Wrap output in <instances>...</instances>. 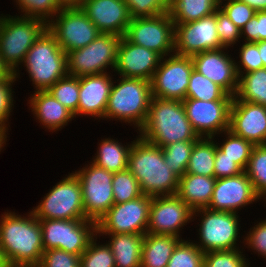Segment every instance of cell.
Returning a JSON list of instances; mask_svg holds the SVG:
<instances>
[{"instance_id":"6da1fadb","label":"cell","mask_w":266,"mask_h":267,"mask_svg":"<svg viewBox=\"0 0 266 267\" xmlns=\"http://www.w3.org/2000/svg\"><path fill=\"white\" fill-rule=\"evenodd\" d=\"M26 215L0 216V246L11 267H37L44 252L39 219L31 210Z\"/></svg>"},{"instance_id":"7a4b0ae2","label":"cell","mask_w":266,"mask_h":267,"mask_svg":"<svg viewBox=\"0 0 266 267\" xmlns=\"http://www.w3.org/2000/svg\"><path fill=\"white\" fill-rule=\"evenodd\" d=\"M127 169L139 182L144 195H176L179 177L165 164L162 148L143 140H133Z\"/></svg>"},{"instance_id":"3957f363","label":"cell","mask_w":266,"mask_h":267,"mask_svg":"<svg viewBox=\"0 0 266 267\" xmlns=\"http://www.w3.org/2000/svg\"><path fill=\"white\" fill-rule=\"evenodd\" d=\"M136 132L143 140L161 148L172 142L200 138L187 118L182 101L157 97H152L146 123Z\"/></svg>"},{"instance_id":"277c9868","label":"cell","mask_w":266,"mask_h":267,"mask_svg":"<svg viewBox=\"0 0 266 267\" xmlns=\"http://www.w3.org/2000/svg\"><path fill=\"white\" fill-rule=\"evenodd\" d=\"M119 78L118 83L113 81L103 120H119L134 125L139 131L146 123L149 113L151 82L140 78Z\"/></svg>"},{"instance_id":"5b68a950","label":"cell","mask_w":266,"mask_h":267,"mask_svg":"<svg viewBox=\"0 0 266 267\" xmlns=\"http://www.w3.org/2000/svg\"><path fill=\"white\" fill-rule=\"evenodd\" d=\"M6 15H0L1 60L16 78H20L19 69L25 55L47 29V23L39 18Z\"/></svg>"},{"instance_id":"8992f818","label":"cell","mask_w":266,"mask_h":267,"mask_svg":"<svg viewBox=\"0 0 266 267\" xmlns=\"http://www.w3.org/2000/svg\"><path fill=\"white\" fill-rule=\"evenodd\" d=\"M21 65L26 67L34 91H47L68 75L67 54L48 29L34 42Z\"/></svg>"},{"instance_id":"52a82bcc","label":"cell","mask_w":266,"mask_h":267,"mask_svg":"<svg viewBox=\"0 0 266 267\" xmlns=\"http://www.w3.org/2000/svg\"><path fill=\"white\" fill-rule=\"evenodd\" d=\"M201 216L198 223V241H193L204 253L240 248V218L238 213L213 211L201 208L193 211V220ZM195 218V219H194ZM198 242V243H197Z\"/></svg>"},{"instance_id":"ba28073f","label":"cell","mask_w":266,"mask_h":267,"mask_svg":"<svg viewBox=\"0 0 266 267\" xmlns=\"http://www.w3.org/2000/svg\"><path fill=\"white\" fill-rule=\"evenodd\" d=\"M121 36L100 33L89 45L67 53V72L74 77L99 75L114 71Z\"/></svg>"},{"instance_id":"9c48e42d","label":"cell","mask_w":266,"mask_h":267,"mask_svg":"<svg viewBox=\"0 0 266 267\" xmlns=\"http://www.w3.org/2000/svg\"><path fill=\"white\" fill-rule=\"evenodd\" d=\"M44 251L60 249L81 256L96 236V222L89 219H39Z\"/></svg>"},{"instance_id":"30bf717a","label":"cell","mask_w":266,"mask_h":267,"mask_svg":"<svg viewBox=\"0 0 266 267\" xmlns=\"http://www.w3.org/2000/svg\"><path fill=\"white\" fill-rule=\"evenodd\" d=\"M42 198L32 209L37 219H87L80 181L73 172L65 175Z\"/></svg>"},{"instance_id":"8fae6325","label":"cell","mask_w":266,"mask_h":267,"mask_svg":"<svg viewBox=\"0 0 266 267\" xmlns=\"http://www.w3.org/2000/svg\"><path fill=\"white\" fill-rule=\"evenodd\" d=\"M73 173L80 181L85 216L97 223L114 205L112 185L114 173L96 166L91 161Z\"/></svg>"},{"instance_id":"7c38bea8","label":"cell","mask_w":266,"mask_h":267,"mask_svg":"<svg viewBox=\"0 0 266 267\" xmlns=\"http://www.w3.org/2000/svg\"><path fill=\"white\" fill-rule=\"evenodd\" d=\"M152 197L114 204L96 223L97 234H143L147 232Z\"/></svg>"},{"instance_id":"4fadbf2b","label":"cell","mask_w":266,"mask_h":267,"mask_svg":"<svg viewBox=\"0 0 266 267\" xmlns=\"http://www.w3.org/2000/svg\"><path fill=\"white\" fill-rule=\"evenodd\" d=\"M124 37L163 58L174 53L175 23L169 12L153 17L131 18Z\"/></svg>"},{"instance_id":"5bb4252c","label":"cell","mask_w":266,"mask_h":267,"mask_svg":"<svg viewBox=\"0 0 266 267\" xmlns=\"http://www.w3.org/2000/svg\"><path fill=\"white\" fill-rule=\"evenodd\" d=\"M47 29L66 54L89 45L101 33L80 7L62 8Z\"/></svg>"},{"instance_id":"9a60e30c","label":"cell","mask_w":266,"mask_h":267,"mask_svg":"<svg viewBox=\"0 0 266 267\" xmlns=\"http://www.w3.org/2000/svg\"><path fill=\"white\" fill-rule=\"evenodd\" d=\"M193 69L192 57L173 53L161 58L151 80L152 97L184 101Z\"/></svg>"},{"instance_id":"2e32d148","label":"cell","mask_w":266,"mask_h":267,"mask_svg":"<svg viewBox=\"0 0 266 267\" xmlns=\"http://www.w3.org/2000/svg\"><path fill=\"white\" fill-rule=\"evenodd\" d=\"M216 12L199 20L175 24L174 53L192 57L224 48L217 33Z\"/></svg>"},{"instance_id":"e0dca14e","label":"cell","mask_w":266,"mask_h":267,"mask_svg":"<svg viewBox=\"0 0 266 267\" xmlns=\"http://www.w3.org/2000/svg\"><path fill=\"white\" fill-rule=\"evenodd\" d=\"M192 221L193 210L177 195L152 197L146 233L173 235L182 239V227Z\"/></svg>"},{"instance_id":"ac0fdd59","label":"cell","mask_w":266,"mask_h":267,"mask_svg":"<svg viewBox=\"0 0 266 267\" xmlns=\"http://www.w3.org/2000/svg\"><path fill=\"white\" fill-rule=\"evenodd\" d=\"M233 100L182 101L186 115L199 137L215 138L229 129L230 109Z\"/></svg>"},{"instance_id":"d6986e66","label":"cell","mask_w":266,"mask_h":267,"mask_svg":"<svg viewBox=\"0 0 266 267\" xmlns=\"http://www.w3.org/2000/svg\"><path fill=\"white\" fill-rule=\"evenodd\" d=\"M262 201L253 189L245 172L239 175L216 179L209 210L239 213L238 210Z\"/></svg>"},{"instance_id":"ffe728a7","label":"cell","mask_w":266,"mask_h":267,"mask_svg":"<svg viewBox=\"0 0 266 267\" xmlns=\"http://www.w3.org/2000/svg\"><path fill=\"white\" fill-rule=\"evenodd\" d=\"M227 49L220 48L198 53L192 56V60L195 70L234 97L238 88L239 76L235 58L228 53Z\"/></svg>"},{"instance_id":"44dd1931","label":"cell","mask_w":266,"mask_h":267,"mask_svg":"<svg viewBox=\"0 0 266 267\" xmlns=\"http://www.w3.org/2000/svg\"><path fill=\"white\" fill-rule=\"evenodd\" d=\"M161 56L155 51L121 38L114 72L121 77L140 78L151 82Z\"/></svg>"},{"instance_id":"7402d4cb","label":"cell","mask_w":266,"mask_h":267,"mask_svg":"<svg viewBox=\"0 0 266 267\" xmlns=\"http://www.w3.org/2000/svg\"><path fill=\"white\" fill-rule=\"evenodd\" d=\"M228 130L254 145H266V106L233 100Z\"/></svg>"},{"instance_id":"603a6c76","label":"cell","mask_w":266,"mask_h":267,"mask_svg":"<svg viewBox=\"0 0 266 267\" xmlns=\"http://www.w3.org/2000/svg\"><path fill=\"white\" fill-rule=\"evenodd\" d=\"M80 8L101 33L123 37L131 21L124 0H84Z\"/></svg>"},{"instance_id":"cb8c5ba5","label":"cell","mask_w":266,"mask_h":267,"mask_svg":"<svg viewBox=\"0 0 266 267\" xmlns=\"http://www.w3.org/2000/svg\"><path fill=\"white\" fill-rule=\"evenodd\" d=\"M110 70L99 75L79 77V104L78 116L95 117V120H103L113 77Z\"/></svg>"},{"instance_id":"d4e9b609","label":"cell","mask_w":266,"mask_h":267,"mask_svg":"<svg viewBox=\"0 0 266 267\" xmlns=\"http://www.w3.org/2000/svg\"><path fill=\"white\" fill-rule=\"evenodd\" d=\"M29 109L41 127L58 132L72 121L74 114L56 100L48 91H34L28 98Z\"/></svg>"},{"instance_id":"484cf974","label":"cell","mask_w":266,"mask_h":267,"mask_svg":"<svg viewBox=\"0 0 266 267\" xmlns=\"http://www.w3.org/2000/svg\"><path fill=\"white\" fill-rule=\"evenodd\" d=\"M215 183V177L184 174L179 178L176 195L193 211L207 208Z\"/></svg>"},{"instance_id":"4316f807","label":"cell","mask_w":266,"mask_h":267,"mask_svg":"<svg viewBox=\"0 0 266 267\" xmlns=\"http://www.w3.org/2000/svg\"><path fill=\"white\" fill-rule=\"evenodd\" d=\"M109 236L107 244L114 255L116 267H141L143 234H97Z\"/></svg>"},{"instance_id":"83f0119b","label":"cell","mask_w":266,"mask_h":267,"mask_svg":"<svg viewBox=\"0 0 266 267\" xmlns=\"http://www.w3.org/2000/svg\"><path fill=\"white\" fill-rule=\"evenodd\" d=\"M182 239L173 235L145 234L141 267H167L174 248Z\"/></svg>"},{"instance_id":"f1b7e54d","label":"cell","mask_w":266,"mask_h":267,"mask_svg":"<svg viewBox=\"0 0 266 267\" xmlns=\"http://www.w3.org/2000/svg\"><path fill=\"white\" fill-rule=\"evenodd\" d=\"M132 144L133 141L130 144L126 143V146L117 139H111V137L101 139L91 162L112 173L123 171L128 167L129 152Z\"/></svg>"},{"instance_id":"f546056e","label":"cell","mask_w":266,"mask_h":267,"mask_svg":"<svg viewBox=\"0 0 266 267\" xmlns=\"http://www.w3.org/2000/svg\"><path fill=\"white\" fill-rule=\"evenodd\" d=\"M238 76V88L233 100L266 106V68Z\"/></svg>"},{"instance_id":"4dcf8cb0","label":"cell","mask_w":266,"mask_h":267,"mask_svg":"<svg viewBox=\"0 0 266 267\" xmlns=\"http://www.w3.org/2000/svg\"><path fill=\"white\" fill-rule=\"evenodd\" d=\"M214 161V137H200L192 148L185 174L214 177Z\"/></svg>"},{"instance_id":"1f68e13d","label":"cell","mask_w":266,"mask_h":267,"mask_svg":"<svg viewBox=\"0 0 266 267\" xmlns=\"http://www.w3.org/2000/svg\"><path fill=\"white\" fill-rule=\"evenodd\" d=\"M219 0H180L170 10L175 24L199 20L216 12Z\"/></svg>"},{"instance_id":"d6a6232c","label":"cell","mask_w":266,"mask_h":267,"mask_svg":"<svg viewBox=\"0 0 266 267\" xmlns=\"http://www.w3.org/2000/svg\"><path fill=\"white\" fill-rule=\"evenodd\" d=\"M186 99H198L202 101L233 100V96L227 94L220 86L193 69Z\"/></svg>"},{"instance_id":"836d02e7","label":"cell","mask_w":266,"mask_h":267,"mask_svg":"<svg viewBox=\"0 0 266 267\" xmlns=\"http://www.w3.org/2000/svg\"><path fill=\"white\" fill-rule=\"evenodd\" d=\"M225 136L221 143L215 141L217 148L224 154L226 157L234 160L243 170H245L251 153L255 145L250 141L245 140L244 138L233 134L230 130H226L223 133Z\"/></svg>"},{"instance_id":"e575fe53","label":"cell","mask_w":266,"mask_h":267,"mask_svg":"<svg viewBox=\"0 0 266 267\" xmlns=\"http://www.w3.org/2000/svg\"><path fill=\"white\" fill-rule=\"evenodd\" d=\"M244 172L257 195L266 197V145H255Z\"/></svg>"},{"instance_id":"d590c367","label":"cell","mask_w":266,"mask_h":267,"mask_svg":"<svg viewBox=\"0 0 266 267\" xmlns=\"http://www.w3.org/2000/svg\"><path fill=\"white\" fill-rule=\"evenodd\" d=\"M64 107L69 109L76 118L79 104V78L67 75L58 80L47 90Z\"/></svg>"},{"instance_id":"8d00e7d4","label":"cell","mask_w":266,"mask_h":267,"mask_svg":"<svg viewBox=\"0 0 266 267\" xmlns=\"http://www.w3.org/2000/svg\"><path fill=\"white\" fill-rule=\"evenodd\" d=\"M195 142L196 141L172 142L162 147L165 164H168L169 168L179 178L186 173L188 161Z\"/></svg>"},{"instance_id":"74e56055","label":"cell","mask_w":266,"mask_h":267,"mask_svg":"<svg viewBox=\"0 0 266 267\" xmlns=\"http://www.w3.org/2000/svg\"><path fill=\"white\" fill-rule=\"evenodd\" d=\"M112 185L114 204L131 201L143 195L139 182L128 169L114 173Z\"/></svg>"},{"instance_id":"f35d334b","label":"cell","mask_w":266,"mask_h":267,"mask_svg":"<svg viewBox=\"0 0 266 267\" xmlns=\"http://www.w3.org/2000/svg\"><path fill=\"white\" fill-rule=\"evenodd\" d=\"M204 252L193 241L182 239L174 248L167 267H203Z\"/></svg>"},{"instance_id":"ab89813d","label":"cell","mask_w":266,"mask_h":267,"mask_svg":"<svg viewBox=\"0 0 266 267\" xmlns=\"http://www.w3.org/2000/svg\"><path fill=\"white\" fill-rule=\"evenodd\" d=\"M20 16L39 18L47 24L62 9L57 0H14Z\"/></svg>"},{"instance_id":"60d3db41","label":"cell","mask_w":266,"mask_h":267,"mask_svg":"<svg viewBox=\"0 0 266 267\" xmlns=\"http://www.w3.org/2000/svg\"><path fill=\"white\" fill-rule=\"evenodd\" d=\"M97 238L96 234L80 256V267H116L114 255L107 241L104 244L100 241L97 243Z\"/></svg>"},{"instance_id":"b9f144b4","label":"cell","mask_w":266,"mask_h":267,"mask_svg":"<svg viewBox=\"0 0 266 267\" xmlns=\"http://www.w3.org/2000/svg\"><path fill=\"white\" fill-rule=\"evenodd\" d=\"M240 249L206 252L203 257V267H251V262L243 254L244 247Z\"/></svg>"},{"instance_id":"7bdbcfd3","label":"cell","mask_w":266,"mask_h":267,"mask_svg":"<svg viewBox=\"0 0 266 267\" xmlns=\"http://www.w3.org/2000/svg\"><path fill=\"white\" fill-rule=\"evenodd\" d=\"M18 79L14 76V73L11 72L6 78L0 80V131L9 134L8 126L9 117L12 115L14 108V90L12 89L13 84Z\"/></svg>"},{"instance_id":"ee69618b","label":"cell","mask_w":266,"mask_h":267,"mask_svg":"<svg viewBox=\"0 0 266 267\" xmlns=\"http://www.w3.org/2000/svg\"><path fill=\"white\" fill-rule=\"evenodd\" d=\"M239 61H235L238 75L249 73L263 68L258 44L256 42H244L239 48Z\"/></svg>"},{"instance_id":"f6af8a7d","label":"cell","mask_w":266,"mask_h":267,"mask_svg":"<svg viewBox=\"0 0 266 267\" xmlns=\"http://www.w3.org/2000/svg\"><path fill=\"white\" fill-rule=\"evenodd\" d=\"M219 8L240 30L252 19L256 12L248 4L239 0H219Z\"/></svg>"},{"instance_id":"bcb514c9","label":"cell","mask_w":266,"mask_h":267,"mask_svg":"<svg viewBox=\"0 0 266 267\" xmlns=\"http://www.w3.org/2000/svg\"><path fill=\"white\" fill-rule=\"evenodd\" d=\"M217 33L224 48L233 47L241 39L240 29L220 8L216 10Z\"/></svg>"},{"instance_id":"7dc6e473","label":"cell","mask_w":266,"mask_h":267,"mask_svg":"<svg viewBox=\"0 0 266 267\" xmlns=\"http://www.w3.org/2000/svg\"><path fill=\"white\" fill-rule=\"evenodd\" d=\"M131 18H144L169 12L163 0H124Z\"/></svg>"},{"instance_id":"c3c4849f","label":"cell","mask_w":266,"mask_h":267,"mask_svg":"<svg viewBox=\"0 0 266 267\" xmlns=\"http://www.w3.org/2000/svg\"><path fill=\"white\" fill-rule=\"evenodd\" d=\"M37 267H80V256L60 249L45 250Z\"/></svg>"},{"instance_id":"681fc988","label":"cell","mask_w":266,"mask_h":267,"mask_svg":"<svg viewBox=\"0 0 266 267\" xmlns=\"http://www.w3.org/2000/svg\"><path fill=\"white\" fill-rule=\"evenodd\" d=\"M260 220L246 233L242 243L245 244L244 247L250 248L255 254L266 260V218Z\"/></svg>"},{"instance_id":"f907efd6","label":"cell","mask_w":266,"mask_h":267,"mask_svg":"<svg viewBox=\"0 0 266 267\" xmlns=\"http://www.w3.org/2000/svg\"><path fill=\"white\" fill-rule=\"evenodd\" d=\"M242 42L266 40V11H257L250 21L240 30Z\"/></svg>"},{"instance_id":"816d5d0a","label":"cell","mask_w":266,"mask_h":267,"mask_svg":"<svg viewBox=\"0 0 266 267\" xmlns=\"http://www.w3.org/2000/svg\"><path fill=\"white\" fill-rule=\"evenodd\" d=\"M244 170L234 160L226 157L215 143L214 177L216 179L232 177L241 174Z\"/></svg>"},{"instance_id":"f5cc1de1","label":"cell","mask_w":266,"mask_h":267,"mask_svg":"<svg viewBox=\"0 0 266 267\" xmlns=\"http://www.w3.org/2000/svg\"><path fill=\"white\" fill-rule=\"evenodd\" d=\"M257 11H266V0H239Z\"/></svg>"},{"instance_id":"db71d44e","label":"cell","mask_w":266,"mask_h":267,"mask_svg":"<svg viewBox=\"0 0 266 267\" xmlns=\"http://www.w3.org/2000/svg\"><path fill=\"white\" fill-rule=\"evenodd\" d=\"M84 0H57L62 8L81 7Z\"/></svg>"},{"instance_id":"11a10c76","label":"cell","mask_w":266,"mask_h":267,"mask_svg":"<svg viewBox=\"0 0 266 267\" xmlns=\"http://www.w3.org/2000/svg\"><path fill=\"white\" fill-rule=\"evenodd\" d=\"M258 44L259 53L263 61V68H266V40L256 42Z\"/></svg>"},{"instance_id":"9f6ffc18","label":"cell","mask_w":266,"mask_h":267,"mask_svg":"<svg viewBox=\"0 0 266 267\" xmlns=\"http://www.w3.org/2000/svg\"><path fill=\"white\" fill-rule=\"evenodd\" d=\"M10 73V70L3 64L0 55V80L6 78Z\"/></svg>"},{"instance_id":"6f0895ef","label":"cell","mask_w":266,"mask_h":267,"mask_svg":"<svg viewBox=\"0 0 266 267\" xmlns=\"http://www.w3.org/2000/svg\"><path fill=\"white\" fill-rule=\"evenodd\" d=\"M0 267H11V265L9 264V262L5 256V252L1 248V246H0Z\"/></svg>"},{"instance_id":"680465c9","label":"cell","mask_w":266,"mask_h":267,"mask_svg":"<svg viewBox=\"0 0 266 267\" xmlns=\"http://www.w3.org/2000/svg\"><path fill=\"white\" fill-rule=\"evenodd\" d=\"M7 135L0 131V152L3 150L4 146L6 145L7 142Z\"/></svg>"},{"instance_id":"91938a15","label":"cell","mask_w":266,"mask_h":267,"mask_svg":"<svg viewBox=\"0 0 266 267\" xmlns=\"http://www.w3.org/2000/svg\"><path fill=\"white\" fill-rule=\"evenodd\" d=\"M180 0H166V8L169 11L174 5H176Z\"/></svg>"}]
</instances>
